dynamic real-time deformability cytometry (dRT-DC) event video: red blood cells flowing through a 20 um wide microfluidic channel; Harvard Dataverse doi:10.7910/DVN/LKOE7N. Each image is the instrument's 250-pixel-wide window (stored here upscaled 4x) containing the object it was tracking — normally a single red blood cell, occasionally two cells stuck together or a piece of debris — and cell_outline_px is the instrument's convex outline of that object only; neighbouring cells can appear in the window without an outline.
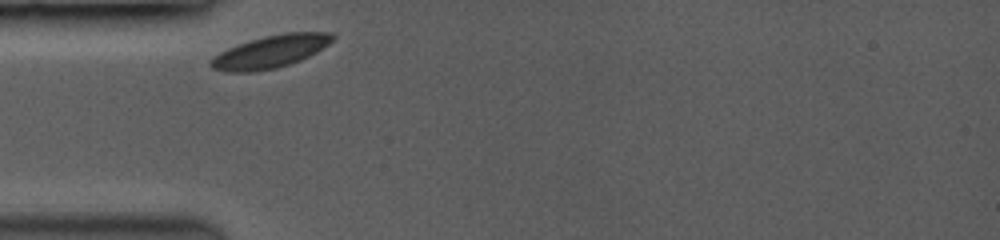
{"species": "common noctule bat (a hibernating species)", "species_latin": "Nyctalus noctula", "temperature_condition": "room temperature", "stored_images_in_passage": 34, "camera_frame_rate_fps": 3500, "um_per_image_px": 0.085, "animal": {"sex": "female", "body_mass_g": 19.0, "forearm_length_mm": 53.3}, "frame": {"image": 1, "passage_image": 1, "time_ms": 0.0, "image_size_px": [1000, 240], "cell_outline_px": [[336, 36], [328, 44], [316, 52], [300, 60], [276, 68], [252, 72], [228, 72], [212, 68], [208, 64], [220, 52], [228, 48], [264, 36], [284, 32], [332, 32]], "centroid_in_image_um": [23.01, 4.38], "position_along_channel_um": 62.0, "area_um2": 22.83}}
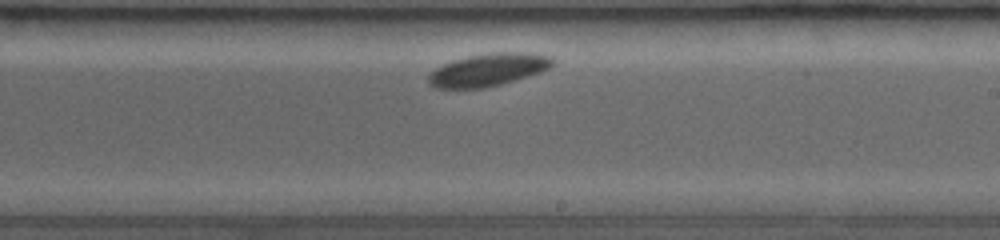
{"frame": {"image": 2, "passage_image": 19, "time_ms": 5.143, "image_size_px": [1000, 240], "cell_outline_px": [[556, 60], [552, 68], [528, 76], [500, 84], [480, 88], [436, 88], [428, 84], [428, 76], [436, 68], [452, 60], [468, 56], [488, 52], [532, 52], [552, 56]], "centroid_in_image_um": [41.56, 5.91], "position_along_channel_um": 247.4, "area_um2": 23.81}}
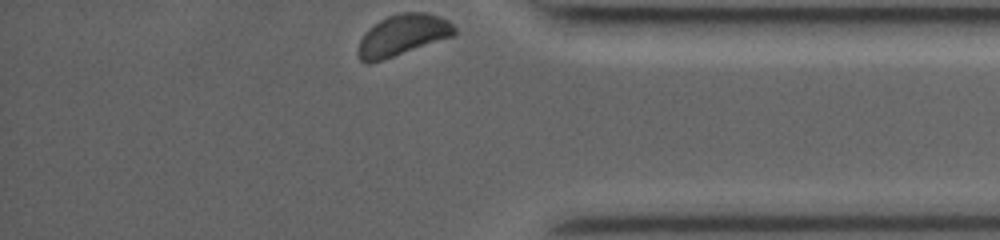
{"frame": {"image": 3, "passage_image": 34, "time_ms": 9.429, "image_size_px": [1000, 240], "cell_outline_px": [[456, 32], [452, 36], [368, 64], [360, 60], [360, 40], [380, 20], [388, 16], [404, 12], [428, 12], [440, 16], [448, 20], [456, 28]], "centroid_in_image_um": [34.28, 2.95], "position_along_channel_um": 400.9, "area_um2": 22.2}, "authors_computed_cell_mechanics": {"area_um2": 22.7732, "velocity_mm_per_s": 3.6527, "shape_relaxation_time_tau1_ms": 1.5238, "shape_relaxation_time_tau2_ms": null, "deformation_change_tau1": 0.0481, "deformation_change_tau2": null}}